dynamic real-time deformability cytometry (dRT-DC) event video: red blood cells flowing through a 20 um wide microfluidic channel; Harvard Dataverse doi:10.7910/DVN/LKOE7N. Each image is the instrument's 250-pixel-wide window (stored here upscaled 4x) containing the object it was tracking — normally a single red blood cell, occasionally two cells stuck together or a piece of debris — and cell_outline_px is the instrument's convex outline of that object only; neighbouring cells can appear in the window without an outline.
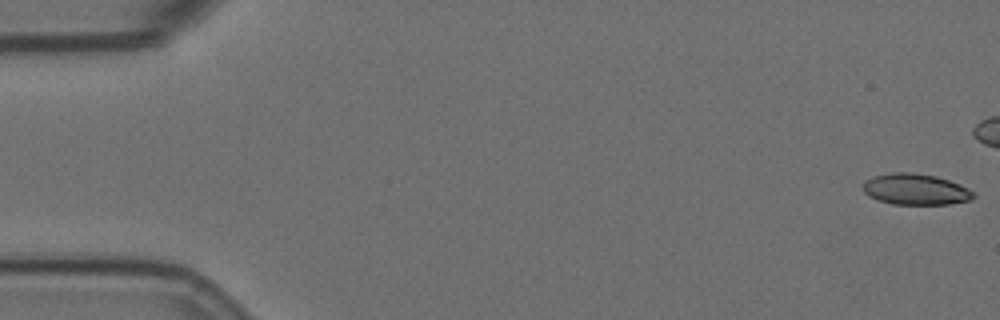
{"species": "Egyptian fruit bat (a non-hibernating species)", "species_latin": "Rousettus aegyptiacus", "temperature_condition": "room temperature", "stored_images_in_passage": 47, "camera_frame_rate_fps": 3000, "um_per_image_px": 0.085, "animal": {"sex": "female"}, "frame": {"image": 1, "passage_image": 1, "time_ms": 0.0, "image_size_px": [1000, 320], "cell_outline_px": [[976, 196], [968, 200], [948, 204], [892, 204], [876, 200], [868, 196], [860, 188], [864, 180], [872, 176], [892, 172], [912, 172], [936, 176], [948, 180], [968, 188], [976, 192]], "centroid_in_image_um": [77.76, 16.08], "position_along_channel_um": 7.2, "area_um2": 20.29}}
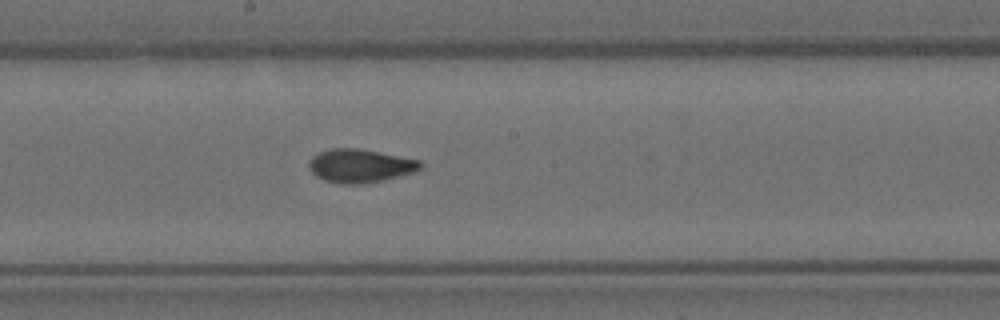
{"frame": {"image": 2, "passage_image": 31, "time_ms": 10.0, "image_size_px": [1000, 320], "cell_outline_px": [[420, 168], [412, 172], [380, 180], [360, 184], [340, 184], [324, 180], [316, 176], [308, 168], [308, 160], [312, 156], [328, 148], [356, 148], [420, 160]], "centroid_in_image_um": [30.51, 14.08], "position_along_channel_um": 217.7, "area_um2": 21.39}}
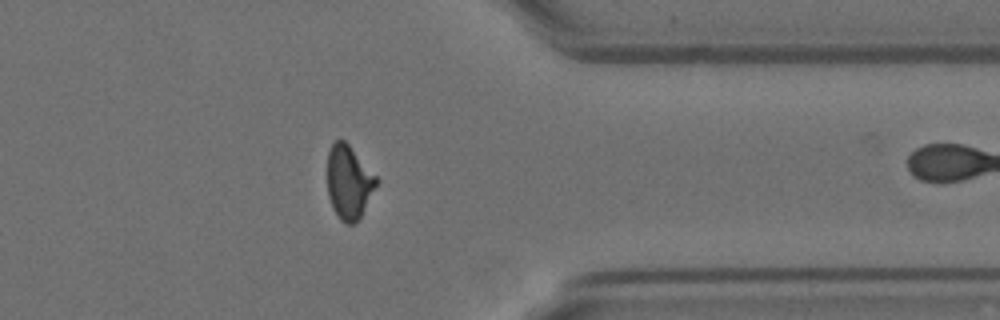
{"frame": {"image": 3, "passage_image": 46, "time_ms": 15.0, "image_size_px": [1000, 320], "cell_outline_px": [[380, 180], [360, 216], [352, 224], [344, 224], [340, 220], [332, 208], [328, 196], [328, 152], [332, 144], [336, 140], [344, 140], [348, 144]], "centroid_in_image_um": [29.65, 15.49], "position_along_channel_um": 381.8, "area_um2": 20.87}}